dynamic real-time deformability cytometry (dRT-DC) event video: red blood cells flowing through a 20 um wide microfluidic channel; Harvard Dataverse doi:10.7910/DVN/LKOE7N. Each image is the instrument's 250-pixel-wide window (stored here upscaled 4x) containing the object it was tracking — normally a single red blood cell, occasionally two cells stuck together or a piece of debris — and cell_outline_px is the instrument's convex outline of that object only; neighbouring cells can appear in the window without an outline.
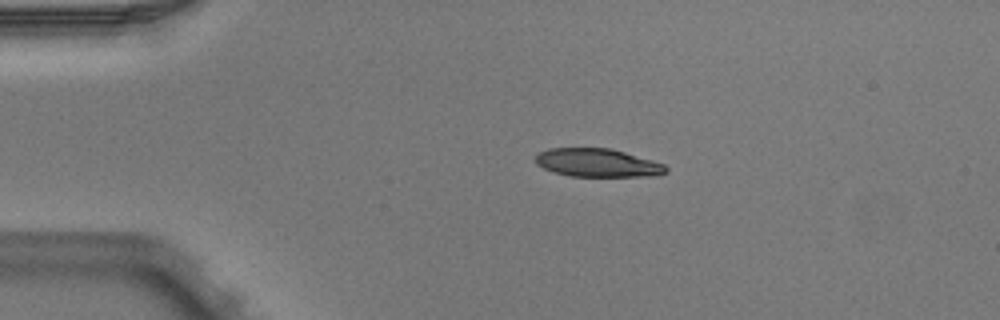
{"species": "Egyptian fruit bat (a non-hibernating species)", "species_latin": "Rousettus aegyptiacus", "temperature_condition": "warm", "stored_images_in_passage": 2, "camera_frame_rate_fps": 3000, "um_per_image_px": 0.085, "animal": {"sex": "male"}, "frame": {"image": 1, "passage_image": 1, "time_ms": 0.0, "image_size_px": [1000, 320], "cell_outline_px": [[668, 172], [656, 176], [572, 176], [556, 172], [544, 168], [536, 164], [536, 156], [540, 152], [548, 148], [612, 148], [652, 160], [664, 164], [668, 168]], "centroid_in_image_um": [50.83, 13.83], "position_along_channel_um": 34.2, "area_um2": 21.44}}